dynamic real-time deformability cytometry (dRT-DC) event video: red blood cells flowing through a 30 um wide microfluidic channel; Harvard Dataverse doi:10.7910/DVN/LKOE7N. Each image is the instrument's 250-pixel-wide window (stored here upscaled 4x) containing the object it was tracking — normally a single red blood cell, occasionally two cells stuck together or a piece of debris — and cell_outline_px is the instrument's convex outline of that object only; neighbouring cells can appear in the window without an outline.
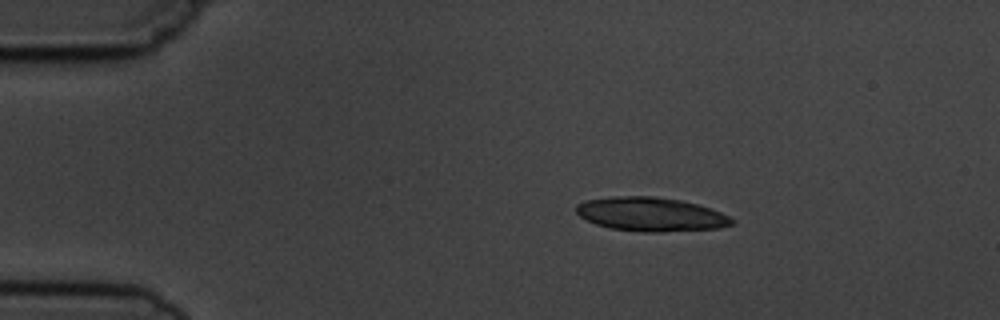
{"species": "common noctule bat (a hibernating species)", "species_latin": "Nyctalus noctula", "temperature_condition": "cold", "stored_images_in_passage": 4, "camera_frame_rate_fps": 3000, "um_per_image_px": 0.085, "animal": {"sex": "male", "body_mass_g": 19.5, "forearm_length_mm": 54.6}, "frame": {"image": 1, "passage_image": 1, "time_ms": 0.0, "image_size_px": [1000, 320], "cell_outline_px": [[736, 220], [732, 224], [720, 228], [660, 232], [644, 232], [608, 228], [596, 224], [580, 216], [576, 212], [576, 204], [584, 200], [612, 196], [656, 196], [680, 200], [696, 204], [720, 212]], "centroid_in_image_um": [55.29, 18.21], "position_along_channel_um": 29.7, "area_um2": 30.81}}